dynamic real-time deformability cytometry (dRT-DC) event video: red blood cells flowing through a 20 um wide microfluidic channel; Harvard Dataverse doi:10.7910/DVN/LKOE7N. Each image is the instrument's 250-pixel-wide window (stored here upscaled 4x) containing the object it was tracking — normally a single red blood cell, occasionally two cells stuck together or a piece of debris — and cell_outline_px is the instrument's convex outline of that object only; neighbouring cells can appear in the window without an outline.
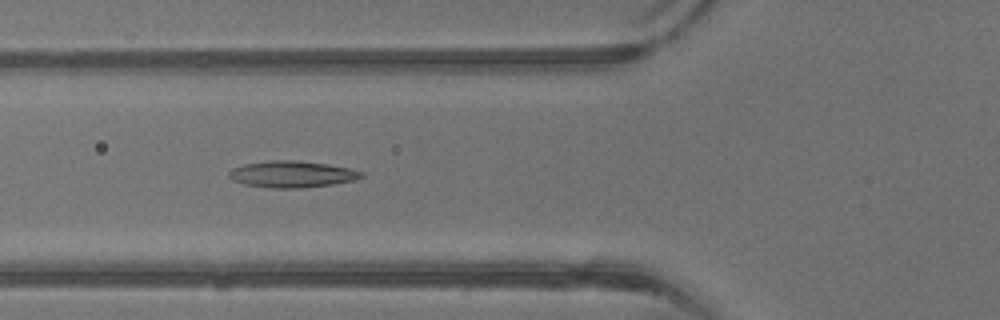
{"species": "common noctule bat (a hibernating species)", "species_latin": "Nyctalus noctula", "temperature_condition": "warm", "stored_images_in_passage": 41, "camera_frame_rate_fps": 3000, "um_per_image_px": 0.085, "animal": {"sex": "male", "body_mass_g": 13.3}, "frame": {"image": 1, "passage_image": 15, "time_ms": 4.667, "image_size_px": [1000, 320], "cell_outline_px": [[364, 176], [356, 180], [332, 184], [300, 188], [272, 188], [244, 184], [232, 180], [228, 176], [228, 172], [232, 168], [244, 164], [268, 160], [296, 160], [328, 164], [348, 168], [364, 172]], "centroid_in_image_um": [24.81, 14.8], "position_along_channel_um": 101.0, "area_um2": 20.58}}
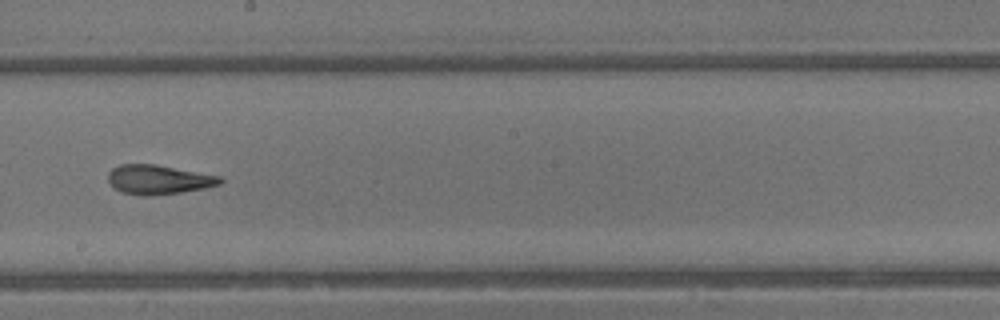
{"frame": {"image": 2, "passage_image": 23, "time_ms": 7.333, "image_size_px": [1000, 320], "cell_outline_px": [[224, 180], [220, 184], [204, 188], [180, 192], [148, 196], [144, 196], [120, 192], [108, 180], [108, 172], [112, 168], [120, 164], [156, 164], [224, 176]], "centroid_in_image_um": [13.51, 15.25], "position_along_channel_um": 234.7, "area_um2": 19.31}}
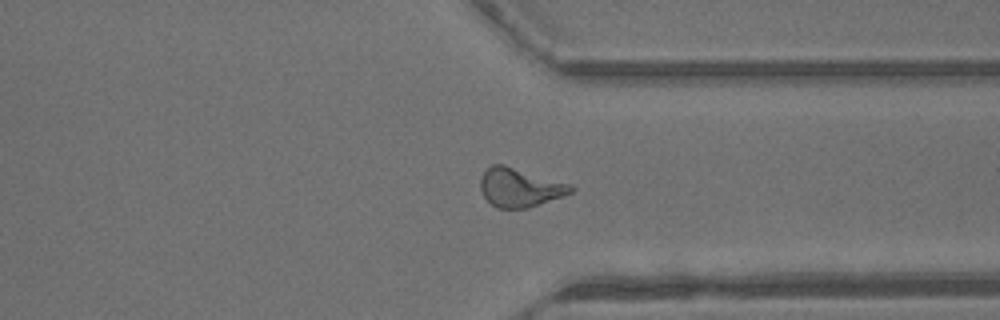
{"frame": {"image": 3, "passage_image": 31, "time_ms": 10.0, "image_size_px": [1000, 320], "cell_outline_px": [[576, 188], [572, 192], [564, 196], [528, 208], [496, 208], [484, 196], [480, 188], [480, 180], [484, 172], [492, 164], [504, 164], [572, 184]], "centroid_in_image_um": [44.22, 15.93], "position_along_channel_um": 367.2, "area_um2": 20.52}, "authors_computed_cell_mechanics": {"area_um2": 20.519, "velocity_mm_per_s": 4.9943, "shape_relaxation_time_tau1_ms": null, "shape_relaxation_time_tau2_ms": 2.2178, "deformation_change_tau1": null, "deformation_change_tau2": 0.119}}